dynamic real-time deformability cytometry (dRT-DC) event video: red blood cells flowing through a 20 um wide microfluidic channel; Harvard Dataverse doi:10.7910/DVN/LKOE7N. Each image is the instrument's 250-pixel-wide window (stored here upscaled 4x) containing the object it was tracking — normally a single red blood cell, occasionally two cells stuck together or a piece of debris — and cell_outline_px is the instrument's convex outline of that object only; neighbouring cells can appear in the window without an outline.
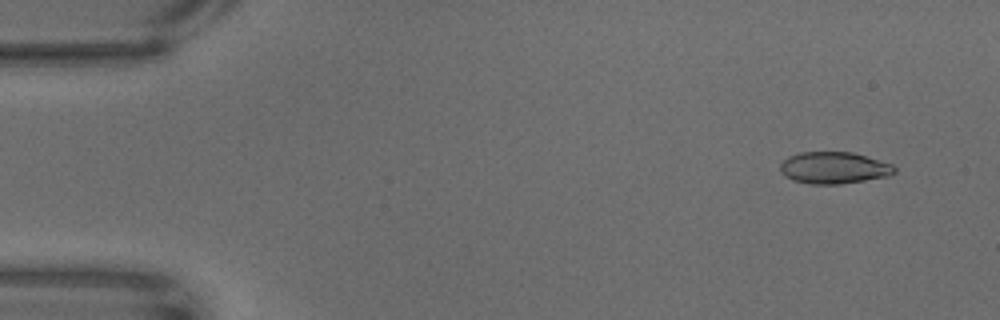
{"species": "common noctule bat (a hibernating species)", "species_latin": "Nyctalus noctula", "temperature_condition": "warm", "stored_images_in_passage": 64, "camera_frame_rate_fps": 3000, "um_per_image_px": 0.085, "animal": {"sex": "male", "body_mass_g": 18.8}, "frame": {"image": 1, "passage_image": 5, "time_ms": 1.333, "image_size_px": [1000, 320], "cell_outline_px": [[896, 172], [888, 176], [840, 184], [812, 184], [792, 180], [784, 176], [780, 172], [780, 164], [788, 156], [800, 152], [852, 152], [892, 164], [896, 168]], "centroid_in_image_um": [70.85, 14.26], "position_along_channel_um": 14.1, "area_um2": 21.15}}
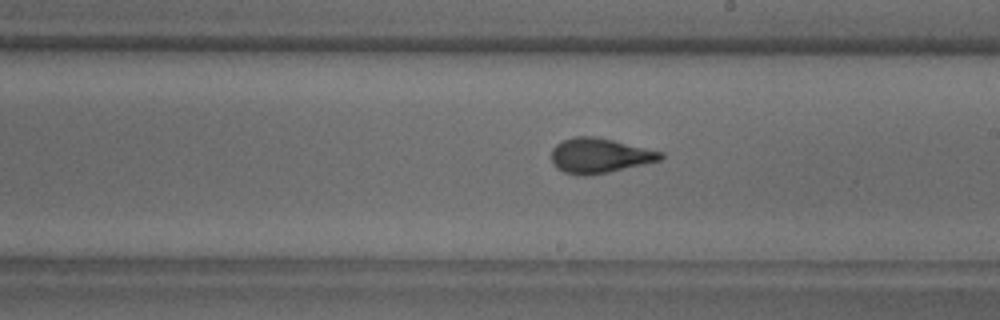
{"frame": {"image": 2, "passage_image": 37, "time_ms": 12.0, "image_size_px": [1000, 320], "cell_outline_px": [[664, 156], [660, 160], [644, 164], [608, 172], [584, 176], [580, 176], [564, 172], [556, 168], [552, 164], [552, 148], [556, 144], [572, 136], [592, 136], [612, 140], [664, 152]], "centroid_in_image_um": [50.94, 13.23], "position_along_channel_um": 238.1, "area_um2": 22.14}}
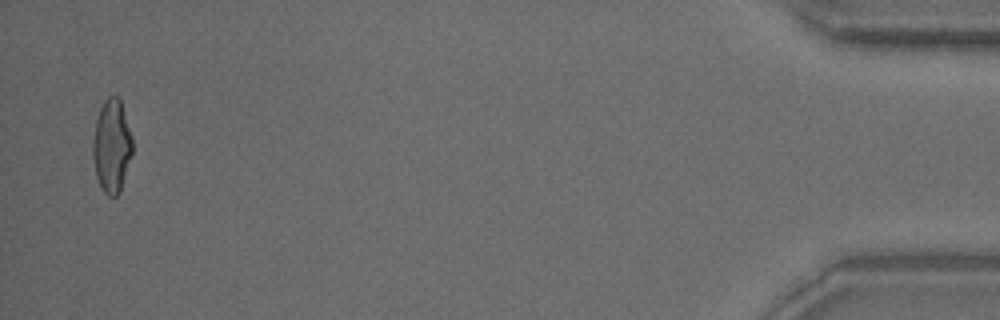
{"frame": {"image": 3, "passage_image": 63, "time_ms": 20.667, "image_size_px": [1000, 320], "cell_outline_px": [[132, 152], [120, 192], [116, 196], [108, 196], [100, 188], [96, 176], [92, 156], [92, 140], [96, 120], [100, 108], [104, 100], [108, 96], [116, 96], [120, 100], [132, 136]], "centroid_in_image_um": [9.47, 12.43], "position_along_channel_um": 425.7, "area_um2": 21.5}}